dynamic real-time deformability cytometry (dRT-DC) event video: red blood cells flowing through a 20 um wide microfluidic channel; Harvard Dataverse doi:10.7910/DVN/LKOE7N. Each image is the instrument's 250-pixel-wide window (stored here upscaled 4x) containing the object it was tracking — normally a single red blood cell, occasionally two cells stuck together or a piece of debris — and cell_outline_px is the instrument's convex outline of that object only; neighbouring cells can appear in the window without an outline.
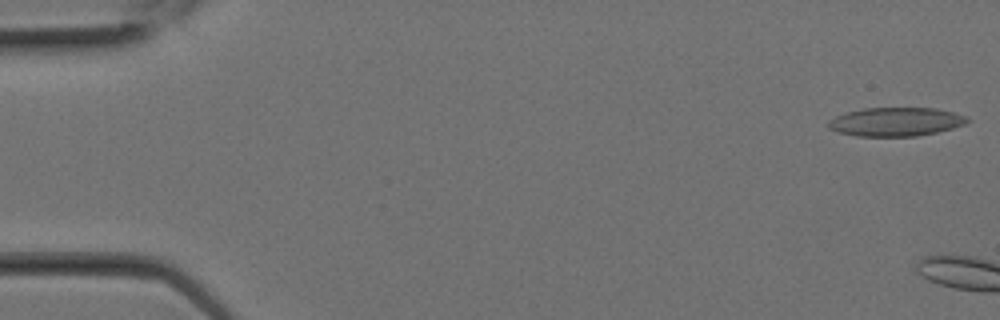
{"species": "Egyptian fruit bat (a non-hibernating species)", "species_latin": "Rousettus aegyptiacus", "temperature_condition": "room temperature", "stored_images_in_passage": 3, "camera_frame_rate_fps": 3000, "um_per_image_px": 0.085, "animal": {"sex": "female"}, "frame": {"image": 1, "passage_image": 1, "time_ms": 0.0, "image_size_px": [1000, 320], "cell_outline_px": [[972, 120], [964, 124], [952, 128], [936, 132], [916, 136], [856, 136], [840, 132], [828, 128], [828, 120], [836, 116], [848, 112], [864, 108], [936, 108], [968, 116]], "centroid_in_image_um": [76.17, 10.35], "position_along_channel_um": 8.8, "area_um2": 23.18}}